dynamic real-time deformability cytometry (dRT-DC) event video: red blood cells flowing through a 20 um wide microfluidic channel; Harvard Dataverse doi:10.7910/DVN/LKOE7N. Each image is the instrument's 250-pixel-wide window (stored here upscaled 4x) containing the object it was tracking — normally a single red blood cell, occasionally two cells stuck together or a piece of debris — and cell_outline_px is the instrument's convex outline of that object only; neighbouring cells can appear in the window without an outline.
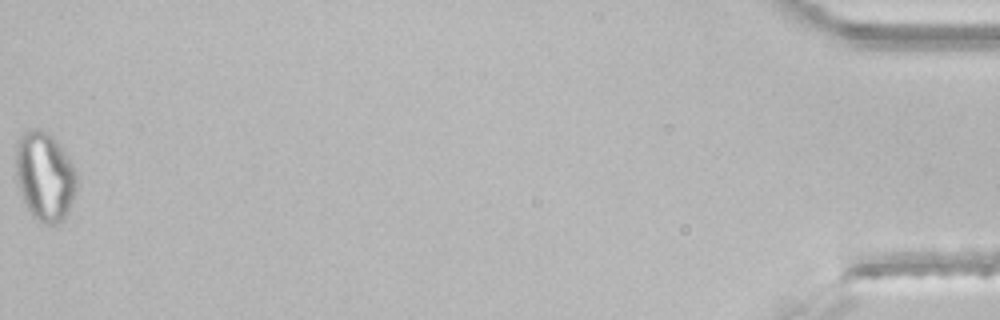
{"species": "common noctule bat (a hibernating species)", "species_latin": "Nyctalus noctula", "temperature_condition": "room temperature", "stored_images_in_passage": 41, "segment_of_instrument_passage": [2, 2], "camera_frame_rate_fps": 3000, "um_per_image_px": 0.085, "animal": {"sex": "male", "body_mass_g": 21.5, "forearm_length_mm": 52.0}, "frame": {"image": 1, "passage_image": 41, "time_ms": 13.333, "image_size_px": [1000, 320], "cell_outline_px": [[76, 192], [64, 216], [56, 224], [48, 224], [32, 216], [24, 200], [16, 176], [16, 144], [20, 136], [24, 132], [32, 128], [40, 128], [48, 132], [56, 140], [72, 164], [76, 172]], "centroid_in_image_um": [3.79, 14.93], "position_along_channel_um": 431.4, "area_um2": 31.04}}